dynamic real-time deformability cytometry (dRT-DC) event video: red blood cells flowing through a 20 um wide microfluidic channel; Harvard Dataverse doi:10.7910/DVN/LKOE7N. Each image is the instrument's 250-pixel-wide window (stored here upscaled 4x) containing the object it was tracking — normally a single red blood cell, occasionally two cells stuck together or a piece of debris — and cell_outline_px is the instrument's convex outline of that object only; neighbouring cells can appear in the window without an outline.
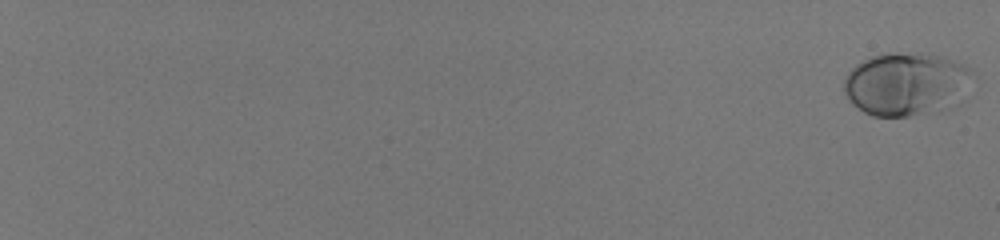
{"species": "human", "species_latin": "Homo sapiens", "temperature_condition": "room temperature", "stored_images_in_passage": 59, "camera_frame_rate_fps": 3000, "um_per_image_px": 0.085, "donor": {"sex": "male"}, "frame": {"image": 1, "passage_image": 1, "time_ms": 0.0, "image_size_px": [1000, 240], "cell_outline_px": [[968, 72], [964, 104], [948, 112], [908, 116], [872, 116], [864, 112], [844, 92], [844, 80], [848, 72], [856, 64], [872, 56], [884, 52], [924, 52], [944, 56], [968, 68]], "centroid_in_image_um": [77.08, 7.16], "position_along_channel_um": 7.9, "area_um2": 48.15}}
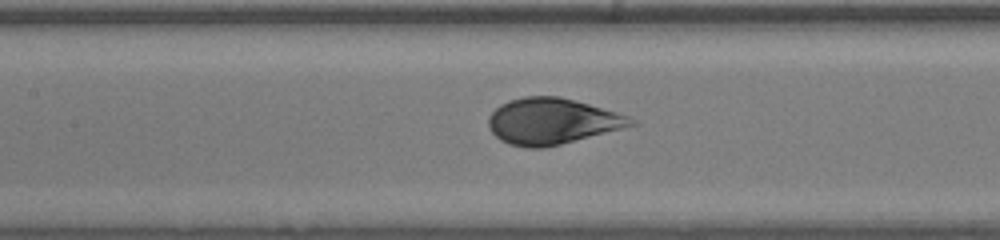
{"frame": {"image": 2, "passage_image": 35, "time_ms": 11.333, "image_size_px": [1000, 240], "cell_outline_px": [[640, 124], [544, 148], [528, 148], [508, 144], [500, 140], [488, 128], [488, 116], [500, 104], [508, 100], [524, 96], [560, 96], [616, 112], [628, 116], [636, 120]], "centroid_in_image_um": [46.9, 10.31], "position_along_channel_um": 160.5, "area_um2": 38.32}}
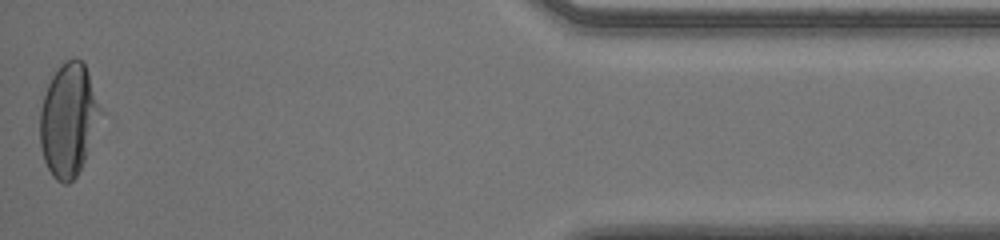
{"frame": {"image": 3, "passage_image": 59, "time_ms": 19.333, "image_size_px": [1000, 240], "cell_outline_px": [[104, 112], [84, 160], [76, 176], [68, 184], [64, 184], [56, 180], [52, 176], [44, 160], [40, 148], [40, 108], [48, 84], [52, 76], [60, 64], [64, 60], [72, 56], [76, 56], [84, 64]], "centroid_in_image_um": [5.83, 10.16], "position_along_channel_um": 429.4, "area_um2": 40.06}, "authors_computed_cell_mechanics": {"area_um2": 40.171, "velocity_mm_per_s": 3.9838, "shape_relaxation_time_tau1_ms": 2.9837, "shape_relaxation_time_tau2_ms": null, "deformation_change_tau1": 0.1679, "deformation_change_tau2": null}}